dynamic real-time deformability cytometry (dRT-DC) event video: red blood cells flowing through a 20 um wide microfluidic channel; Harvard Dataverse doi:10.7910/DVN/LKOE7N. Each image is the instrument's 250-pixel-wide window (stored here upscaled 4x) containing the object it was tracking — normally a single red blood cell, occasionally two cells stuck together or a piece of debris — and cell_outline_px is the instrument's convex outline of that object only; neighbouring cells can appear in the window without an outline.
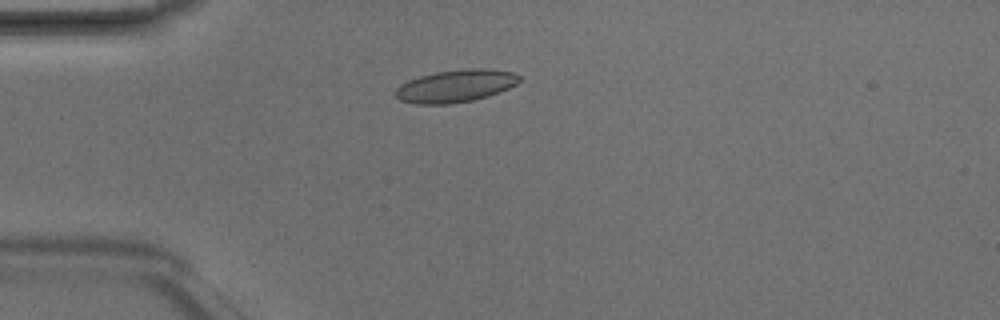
{"species": "Egyptian fruit bat (a non-hibernating species)", "species_latin": "Rousettus aegyptiacus", "temperature_condition": "room temperature", "stored_images_in_passage": 4, "camera_frame_rate_fps": 3000, "um_per_image_px": 0.085, "animal": {"sex": "male"}, "frame": {"image": 1, "passage_image": 4, "time_ms": 1.0, "image_size_px": [1000, 320], "cell_outline_px": [[520, 80], [516, 84], [508, 88], [488, 96], [472, 100], [448, 104], [416, 104], [400, 100], [396, 96], [396, 88], [400, 84], [408, 80], [420, 76], [436, 72], [472, 68], [484, 68], [512, 72], [520, 76]], "centroid_in_image_um": [38.71, 7.31], "position_along_channel_um": 46.3, "area_um2": 23.24}}